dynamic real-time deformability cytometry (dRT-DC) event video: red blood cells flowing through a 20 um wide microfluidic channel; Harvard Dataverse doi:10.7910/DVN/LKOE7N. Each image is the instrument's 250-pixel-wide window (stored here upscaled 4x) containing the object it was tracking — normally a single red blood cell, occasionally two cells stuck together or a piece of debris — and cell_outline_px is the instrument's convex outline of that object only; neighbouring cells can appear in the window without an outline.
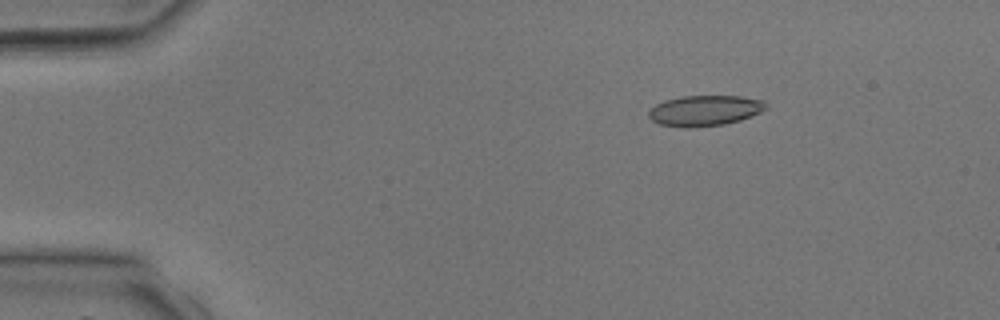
{"species": "common noctule bat (a hibernating species)", "species_latin": "Nyctalus noctula", "temperature_condition": "room temperature", "stored_images_in_passage": 4, "camera_frame_rate_fps": 3000, "um_per_image_px": 0.085, "animal": {"sex": "male", "body_mass_g": 17.9, "forearm_length_mm": 54.2}, "frame": {"image": 1, "passage_image": 2, "time_ms": 1.333, "image_size_px": [1000, 320], "cell_outline_px": [[768, 108], [760, 112], [740, 120], [724, 124], [688, 128], [660, 124], [652, 120], [648, 116], [648, 112], [656, 104], [664, 100], [680, 96], [740, 96], [764, 100], [768, 104]], "centroid_in_image_um": [59.92, 9.39], "position_along_channel_um": 25.1, "area_um2": 20.92}}
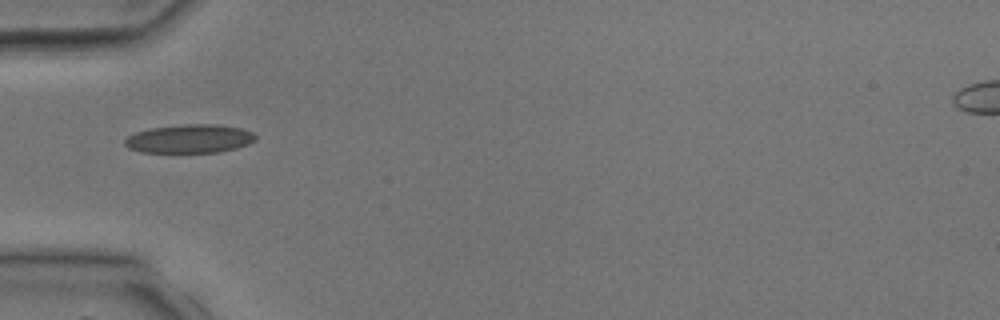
{"frame": {"image": 2, "passage_image": 4, "time_ms": 3.667, "image_size_px": [1000, 320], "cell_outline_px": [[256, 140], [248, 144], [236, 148], [220, 152], [140, 152], [128, 148], [124, 144], [124, 140], [128, 136], [136, 132], [152, 128], [184, 124], [216, 124], [240, 128], [252, 132], [256, 136]], "centroid_in_image_um": [16.11, 11.79], "position_along_channel_um": 68.9, "area_um2": 21.73}}